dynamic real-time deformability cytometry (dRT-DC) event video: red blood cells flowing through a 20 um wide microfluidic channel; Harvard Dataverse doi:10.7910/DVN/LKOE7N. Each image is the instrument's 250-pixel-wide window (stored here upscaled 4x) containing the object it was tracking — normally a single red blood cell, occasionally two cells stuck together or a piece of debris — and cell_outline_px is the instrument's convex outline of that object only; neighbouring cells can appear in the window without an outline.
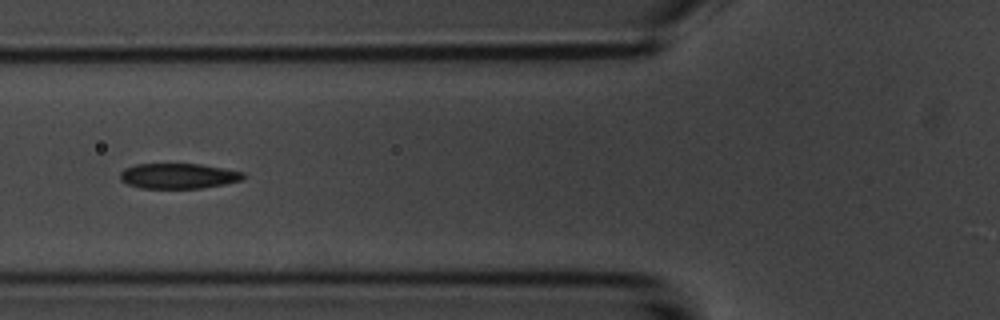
{"species": "common noctule bat (a hibernating species)", "species_latin": "Nyctalus noctula", "temperature_condition": "room temperature", "stored_images_in_passage": 6, "camera_frame_rate_fps": 3000, "um_per_image_px": 0.085, "animal": {"sex": "male", "body_mass_g": 20.1, "forearm_length_mm": 53.5}, "frame": {"image": 1, "passage_image": 6, "time_ms": 5.667, "image_size_px": [1000, 320], "cell_outline_px": [[248, 176], [240, 180], [224, 184], [200, 188], [140, 188], [128, 184], [120, 180], [120, 172], [124, 168], [136, 164], [200, 164], [224, 168], [244, 172]], "centroid_in_image_um": [15.16, 14.95], "position_along_channel_um": 110.6, "area_um2": 18.21}}